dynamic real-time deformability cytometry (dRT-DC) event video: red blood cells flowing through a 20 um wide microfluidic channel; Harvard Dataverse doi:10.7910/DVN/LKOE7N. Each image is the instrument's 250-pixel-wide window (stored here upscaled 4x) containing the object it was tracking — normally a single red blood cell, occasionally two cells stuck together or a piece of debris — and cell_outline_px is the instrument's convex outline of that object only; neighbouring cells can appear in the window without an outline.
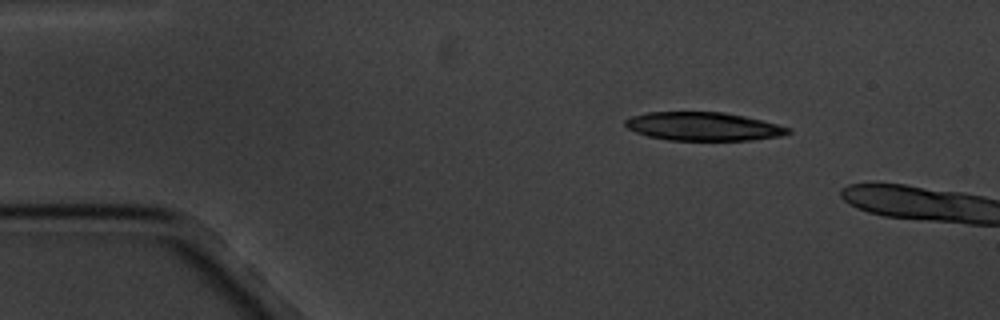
{"species": "common noctule bat (a hibernating species)", "species_latin": "Nyctalus noctula", "temperature_condition": "cold", "stored_images_in_passage": 2, "camera_frame_rate_fps": 3000, "um_per_image_px": 0.085, "animal": {"sex": "male", "body_mass_g": 20.1, "forearm_length_mm": 53.5}, "frame": {"image": 1, "passage_image": 1, "time_ms": 0.0, "image_size_px": [1000, 320], "cell_outline_px": [[792, 132], [780, 136], [752, 140], [668, 140], [648, 136], [636, 132], [628, 128], [624, 124], [624, 120], [632, 116], [648, 112], [724, 112], [744, 116], [792, 128]], "centroid_in_image_um": [59.78, 10.75], "position_along_channel_um": 25.2, "area_um2": 26.93}}